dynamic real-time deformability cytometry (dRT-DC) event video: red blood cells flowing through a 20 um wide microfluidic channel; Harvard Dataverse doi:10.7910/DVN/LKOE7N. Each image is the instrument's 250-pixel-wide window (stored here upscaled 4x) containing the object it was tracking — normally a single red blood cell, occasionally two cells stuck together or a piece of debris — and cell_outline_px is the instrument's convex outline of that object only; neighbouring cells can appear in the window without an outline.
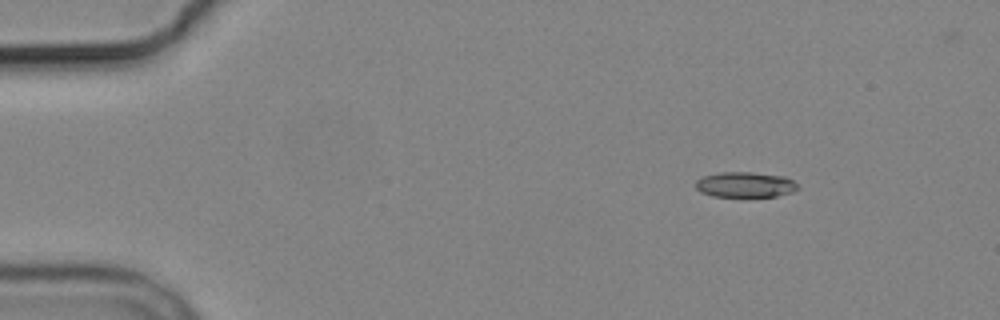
{"species": "common noctule bat (a hibernating species)", "species_latin": "Nyctalus noctula", "temperature_condition": "cold", "stored_images_in_passage": 3, "camera_frame_rate_fps": 3000, "um_per_image_px": 0.085, "animal": {"sex": "male", "body_mass_g": 19.2, "forearm_length_mm": 51.8}, "frame": {"image": 1, "passage_image": 1, "time_ms": 0.0, "image_size_px": [1000, 320], "cell_outline_px": [[800, 188], [792, 192], [776, 196], [712, 196], [700, 192], [696, 188], [696, 180], [704, 176], [720, 172], [752, 172], [784, 176], [792, 180]], "centroid_in_image_um": [63.34, 15.69], "position_along_channel_um": 21.7, "area_um2": 15.03}}
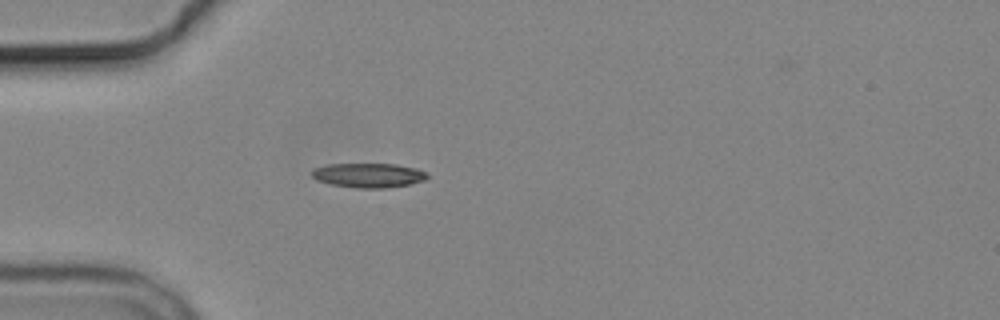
{"frame": {"image": 2, "passage_image": 3, "time_ms": 3.0, "image_size_px": [1000, 320], "cell_outline_px": [[428, 176], [424, 180], [408, 184], [388, 188], [356, 188], [332, 184], [316, 180], [312, 176], [312, 168], [328, 164], [396, 164], [416, 168], [424, 172]], "centroid_in_image_um": [31.29, 14.9], "position_along_channel_um": 53.7, "area_um2": 16.36}}